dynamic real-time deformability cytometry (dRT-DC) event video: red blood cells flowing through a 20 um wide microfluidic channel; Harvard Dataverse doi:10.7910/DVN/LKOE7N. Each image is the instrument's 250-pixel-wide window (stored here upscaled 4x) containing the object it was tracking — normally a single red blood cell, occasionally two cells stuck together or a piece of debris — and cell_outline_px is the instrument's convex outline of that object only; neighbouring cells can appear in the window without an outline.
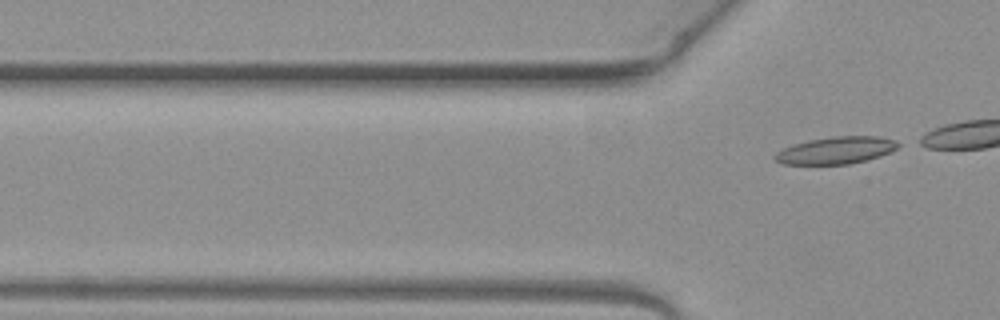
{"species": "common noctule bat (a hibernating species)", "species_latin": "Nyctalus noctula", "temperature_condition": "warm", "stored_images_in_passage": 3, "segment_of_instrument_passage": [2, 2], "camera_frame_rate_fps": 3000, "um_per_image_px": 0.085, "animal": {"sex": "female", "body_mass_g": 19.3, "forearm_length_mm": 54.1}, "frame": {"image": 1, "passage_image": 3, "time_ms": 0.667, "image_size_px": [1000, 320], "cell_outline_px": [[904, 144], [880, 156], [848, 164], [780, 164], [772, 156], [776, 152], [792, 144], [808, 140], [836, 136], [876, 136], [896, 140]], "centroid_in_image_um": [71.05, 12.77], "position_along_channel_um": 54.8, "area_um2": 19.48}}